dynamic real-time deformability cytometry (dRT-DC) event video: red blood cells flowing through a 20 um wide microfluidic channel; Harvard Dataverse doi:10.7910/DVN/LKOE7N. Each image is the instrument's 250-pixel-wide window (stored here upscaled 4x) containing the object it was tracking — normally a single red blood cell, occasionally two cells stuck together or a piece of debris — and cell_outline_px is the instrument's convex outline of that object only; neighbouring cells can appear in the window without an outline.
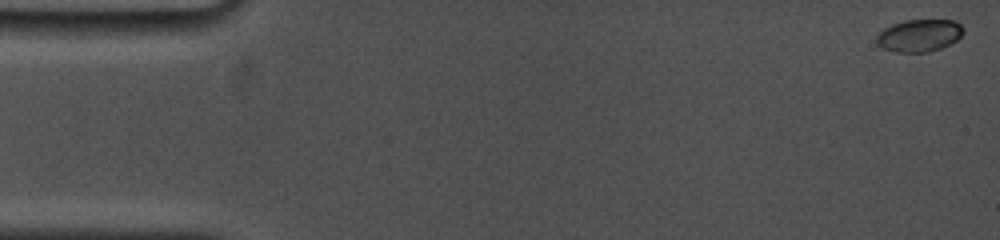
{"species": "common noctule bat (a hibernating species)", "species_latin": "Nyctalus noctula", "temperature_condition": "cold", "stored_images_in_passage": 34, "camera_frame_rate_fps": 5000, "um_per_image_px": 0.085, "animal": {"sex": "female", "body_mass_g": 19.0, "forearm_length_mm": 53.3}, "frame": {"image": 1, "passage_image": 1, "time_ms": 0.0, "image_size_px": [1000, 240], "cell_outline_px": [[964, 32], [956, 40], [940, 48], [928, 52], [896, 52], [884, 48], [876, 44], [876, 36], [884, 28], [892, 24], [904, 20], [956, 20], [964, 28]], "centroid_in_image_um": [78.13, 3.0], "position_along_channel_um": 6.9, "area_um2": 16.36}}
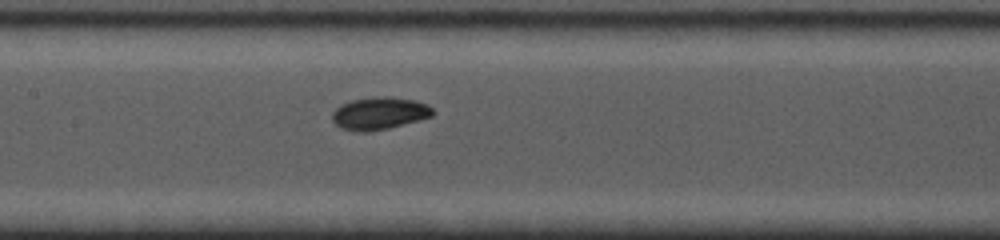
{"frame": {"image": 2, "passage_image": 15, "time_ms": 8.0, "image_size_px": [1000, 240], "cell_outline_px": [[436, 112], [432, 116], [420, 120], [388, 128], [368, 132], [360, 132], [340, 128], [332, 120], [332, 112], [340, 104], [352, 100], [376, 96], [388, 96], [416, 100], [428, 104]], "centroid_in_image_um": [32.26, 9.62], "position_along_channel_um": 175.1, "area_um2": 19.25}}
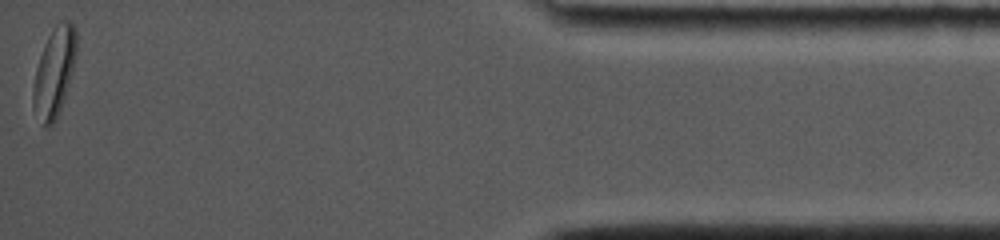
{"frame": {"image": 3, "passage_image": 34, "time_ms": 16.4, "image_size_px": [1000, 240], "cell_outline_px": [[76, 52], [72, 72], [64, 100], [56, 120], [48, 128], [44, 128], [32, 108], [32, 92], [36, 68], [44, 44], [48, 36], [56, 24], [60, 20], [68, 20], [76, 28]], "centroid_in_image_um": [4.6, 6.16], "position_along_channel_um": 430.6, "area_um2": 22.6}, "authors_computed_cell_mechanics": {"area_um2": 18.3804, "velocity_mm_per_s": 3.7783, "shape_relaxation_time_tau1_ms": 3.2448, "shape_relaxation_time_tau2_ms": 4.9457, "deformation_change_tau1": 0.1279, "deformation_change_tau2": 0.0612}}